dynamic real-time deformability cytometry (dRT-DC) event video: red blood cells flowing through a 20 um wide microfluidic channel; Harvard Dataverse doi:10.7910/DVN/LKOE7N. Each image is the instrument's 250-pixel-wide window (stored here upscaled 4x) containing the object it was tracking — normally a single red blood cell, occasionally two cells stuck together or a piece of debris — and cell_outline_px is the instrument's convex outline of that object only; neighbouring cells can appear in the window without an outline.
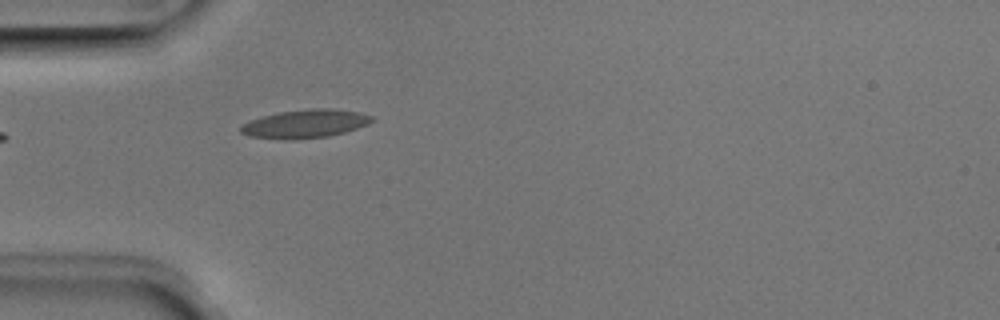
{"species": "Egyptian fruit bat (a non-hibernating species)", "species_latin": "Rousettus aegyptiacus", "temperature_condition": "room temperature", "stored_images_in_passage": 5, "camera_frame_rate_fps": 3000, "um_per_image_px": 0.085, "animal": {"sex": "male"}, "frame": {"image": 1, "passage_image": 5, "time_ms": 1.333, "image_size_px": [1000, 320], "cell_outline_px": [[376, 120], [368, 124], [344, 132], [328, 136], [292, 140], [284, 140], [248, 136], [240, 132], [240, 128], [244, 124], [252, 120], [264, 116], [280, 112], [312, 108], [328, 108], [360, 112], [372, 116]], "centroid_in_image_um": [25.97, 10.53], "position_along_channel_um": 59.0, "area_um2": 21.62}}